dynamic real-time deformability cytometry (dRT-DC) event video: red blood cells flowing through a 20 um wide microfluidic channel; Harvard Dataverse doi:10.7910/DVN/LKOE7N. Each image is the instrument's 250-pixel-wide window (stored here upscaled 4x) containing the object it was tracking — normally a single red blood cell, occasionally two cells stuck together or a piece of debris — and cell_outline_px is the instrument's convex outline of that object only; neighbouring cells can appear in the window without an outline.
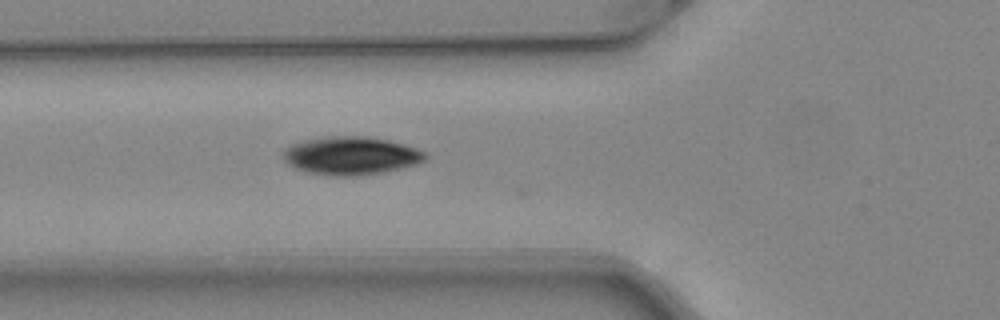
{"species": "common noctule bat (a hibernating species)", "species_latin": "Nyctalus noctula", "temperature_condition": "warm", "stored_images_in_passage": 29, "camera_frame_rate_fps": 3000, "um_per_image_px": 0.085, "animal": {"sex": "female", "body_mass_g": 24.6, "forearm_length_mm": 56.2}, "frame": {"image": 1, "passage_image": 5, "time_ms": 1.333, "image_size_px": [1000, 320], "cell_outline_px": [[428, 156], [424, 160], [416, 164], [400, 168], [360, 176], [328, 176], [308, 172], [296, 168], [288, 164], [284, 160], [280, 152], [284, 148], [292, 144], [304, 140], [324, 136], [368, 136], [388, 140], [404, 144], [416, 148], [424, 152]], "centroid_in_image_um": [29.78, 13.23], "position_along_channel_um": 96.0, "area_um2": 31.79}}
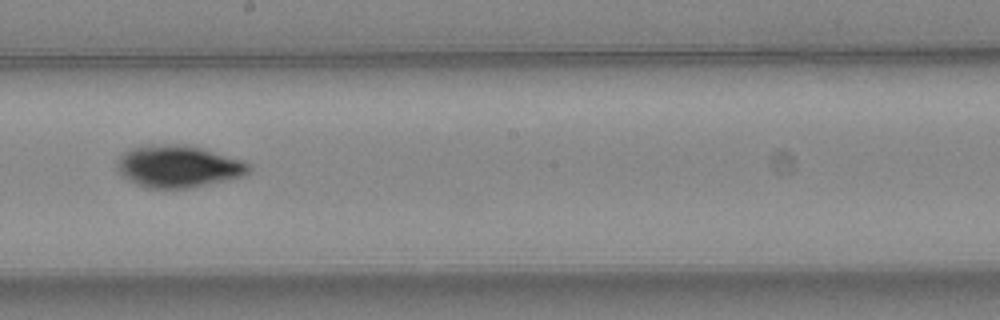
{"frame": {"image": 2, "passage_image": 15, "time_ms": 4.667, "image_size_px": [1000, 320], "cell_outline_px": [[252, 168], [244, 176], [188, 188], [144, 188], [120, 176], [116, 168], [116, 160], [128, 148], [152, 144], [184, 144], [204, 148], [244, 160]], "centroid_in_image_um": [15.11, 14.13], "position_along_channel_um": 233.1, "area_um2": 32.83}}
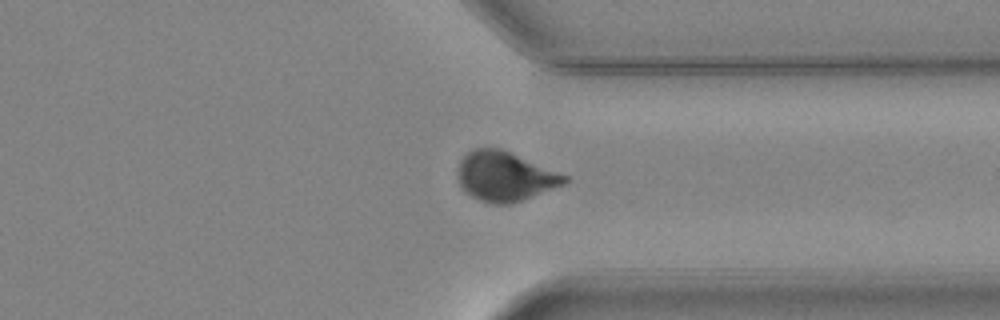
{"frame": {"image": 3, "passage_image": 25, "time_ms": 8.0, "image_size_px": [1000, 320], "cell_outline_px": [[568, 180], [564, 184], [532, 196], [508, 204], [492, 204], [480, 200], [464, 192], [456, 176], [456, 172], [460, 160], [472, 148], [500, 148], [512, 152], [568, 176]], "centroid_in_image_um": [42.87, 14.97], "position_along_channel_um": 368.5, "area_um2": 30.81}}